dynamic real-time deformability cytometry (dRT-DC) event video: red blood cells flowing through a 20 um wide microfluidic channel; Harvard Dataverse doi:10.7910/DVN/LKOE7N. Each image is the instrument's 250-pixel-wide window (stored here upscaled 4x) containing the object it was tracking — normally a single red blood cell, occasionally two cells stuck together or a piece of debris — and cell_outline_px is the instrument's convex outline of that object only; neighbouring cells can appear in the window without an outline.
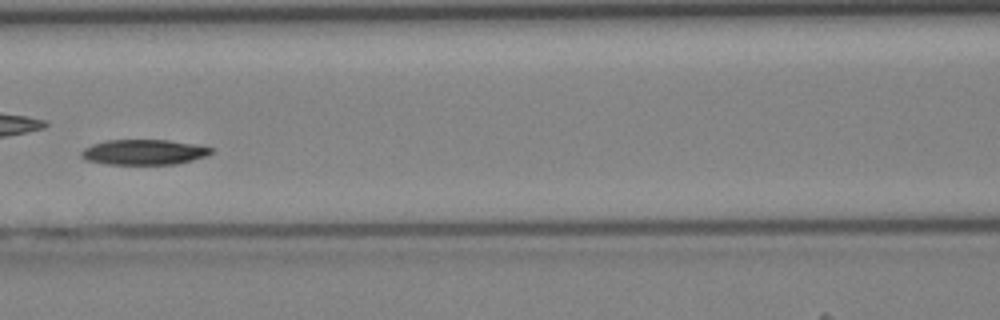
{"species": "Egyptian fruit bat (a non-hibernating species)", "species_latin": "Rousettus aegyptiacus", "temperature_condition": "cold", "stored_images_in_passage": 33, "camera_frame_rate_fps": 3000, "um_per_image_px": 0.085, "animal": {"sex": "female"}, "frame": {"image": 1, "passage_image": 11, "time_ms": 3.333, "image_size_px": [1000, 320], "cell_outline_px": [[216, 152], [208, 156], [176, 164], [104, 164], [84, 160], [80, 156], [80, 152], [84, 148], [92, 144], [104, 140], [168, 140], [200, 144], [212, 148]], "centroid_in_image_um": [12.26, 12.93], "position_along_channel_um": 154.3, "area_um2": 19.54}}
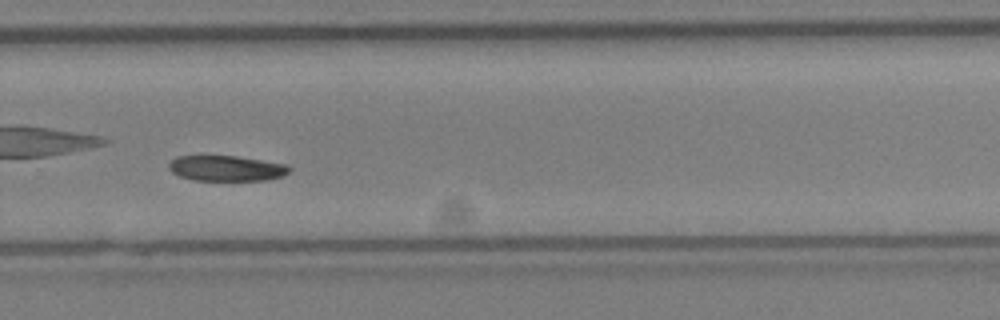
{"frame": {"image": 2, "passage_image": 21, "time_ms": 6.667, "image_size_px": [1000, 320], "cell_outline_px": [[292, 168], [284, 176], [268, 180], [192, 180], [180, 176], [172, 172], [168, 168], [168, 164], [176, 156], [236, 156], [288, 164]], "centroid_in_image_um": [19.27, 14.3], "position_along_channel_um": 310.5, "area_um2": 17.98}}
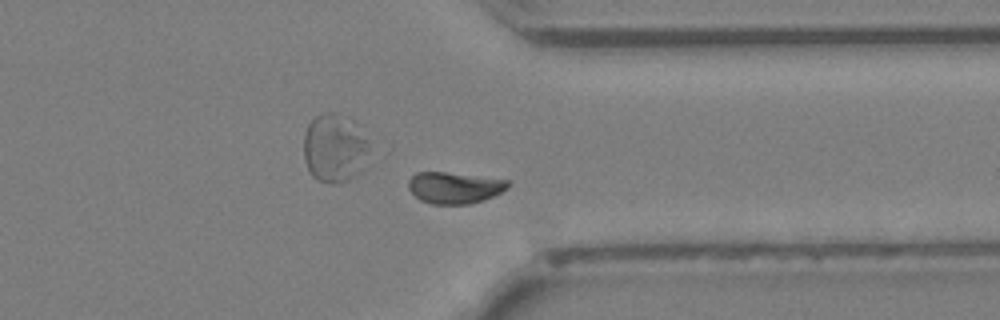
{"frame": {"image": 3, "passage_image": 25, "time_ms": 8.0, "image_size_px": [1000, 320], "cell_outline_px": [[512, 184], [508, 188], [484, 200], [468, 204], [432, 204], [420, 200], [408, 188], [408, 180], [416, 172], [444, 172], [508, 180]], "centroid_in_image_um": [38.62, 15.95], "position_along_channel_um": 372.8, "area_um2": 18.15}}